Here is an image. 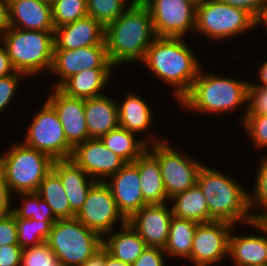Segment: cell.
Here are the masks:
<instances>
[{
  "instance_id": "6da1fadb",
  "label": "cell",
  "mask_w": 267,
  "mask_h": 266,
  "mask_svg": "<svg viewBox=\"0 0 267 266\" xmlns=\"http://www.w3.org/2000/svg\"><path fill=\"white\" fill-rule=\"evenodd\" d=\"M127 8L105 27L107 55L114 66L143 60L147 48L156 38L149 10L143 0H132Z\"/></svg>"
},
{
  "instance_id": "7a4b0ae2",
  "label": "cell",
  "mask_w": 267,
  "mask_h": 266,
  "mask_svg": "<svg viewBox=\"0 0 267 266\" xmlns=\"http://www.w3.org/2000/svg\"><path fill=\"white\" fill-rule=\"evenodd\" d=\"M183 38L156 37L142 60L162 81L175 86L180 101L190 90L201 69L193 51Z\"/></svg>"
},
{
  "instance_id": "3957f363",
  "label": "cell",
  "mask_w": 267,
  "mask_h": 266,
  "mask_svg": "<svg viewBox=\"0 0 267 266\" xmlns=\"http://www.w3.org/2000/svg\"><path fill=\"white\" fill-rule=\"evenodd\" d=\"M197 185L203 192L209 211V222L226 221L250 224L253 213L249 211V193L228 176L202 165Z\"/></svg>"
},
{
  "instance_id": "277c9868",
  "label": "cell",
  "mask_w": 267,
  "mask_h": 266,
  "mask_svg": "<svg viewBox=\"0 0 267 266\" xmlns=\"http://www.w3.org/2000/svg\"><path fill=\"white\" fill-rule=\"evenodd\" d=\"M201 70L189 92L179 101L187 109L216 114L248 102L249 82L203 74Z\"/></svg>"
},
{
  "instance_id": "5b68a950",
  "label": "cell",
  "mask_w": 267,
  "mask_h": 266,
  "mask_svg": "<svg viewBox=\"0 0 267 266\" xmlns=\"http://www.w3.org/2000/svg\"><path fill=\"white\" fill-rule=\"evenodd\" d=\"M60 266H81L103 248V238L73 218L58 219L46 241Z\"/></svg>"
},
{
  "instance_id": "8992f818",
  "label": "cell",
  "mask_w": 267,
  "mask_h": 266,
  "mask_svg": "<svg viewBox=\"0 0 267 266\" xmlns=\"http://www.w3.org/2000/svg\"><path fill=\"white\" fill-rule=\"evenodd\" d=\"M16 71L26 76L51 70L54 32L23 30L11 27L0 38Z\"/></svg>"
},
{
  "instance_id": "52a82bcc",
  "label": "cell",
  "mask_w": 267,
  "mask_h": 266,
  "mask_svg": "<svg viewBox=\"0 0 267 266\" xmlns=\"http://www.w3.org/2000/svg\"><path fill=\"white\" fill-rule=\"evenodd\" d=\"M53 161L47 154L21 143L0 156V169L10 192H35L51 171Z\"/></svg>"
},
{
  "instance_id": "ba28073f",
  "label": "cell",
  "mask_w": 267,
  "mask_h": 266,
  "mask_svg": "<svg viewBox=\"0 0 267 266\" xmlns=\"http://www.w3.org/2000/svg\"><path fill=\"white\" fill-rule=\"evenodd\" d=\"M253 19L245 10L219 0H207L196 7L195 30L217 41L249 31L254 27Z\"/></svg>"
},
{
  "instance_id": "9c48e42d",
  "label": "cell",
  "mask_w": 267,
  "mask_h": 266,
  "mask_svg": "<svg viewBox=\"0 0 267 266\" xmlns=\"http://www.w3.org/2000/svg\"><path fill=\"white\" fill-rule=\"evenodd\" d=\"M166 142L155 140L147 150L158 160L166 195L170 199L197 184L202 164L188 155L178 153Z\"/></svg>"
},
{
  "instance_id": "30bf717a",
  "label": "cell",
  "mask_w": 267,
  "mask_h": 266,
  "mask_svg": "<svg viewBox=\"0 0 267 266\" xmlns=\"http://www.w3.org/2000/svg\"><path fill=\"white\" fill-rule=\"evenodd\" d=\"M24 144L47 154L53 160L68 159L73 151L56 111L47 101L31 122Z\"/></svg>"
},
{
  "instance_id": "8fae6325",
  "label": "cell",
  "mask_w": 267,
  "mask_h": 266,
  "mask_svg": "<svg viewBox=\"0 0 267 266\" xmlns=\"http://www.w3.org/2000/svg\"><path fill=\"white\" fill-rule=\"evenodd\" d=\"M156 37L183 38L196 26V7L188 0H143Z\"/></svg>"
},
{
  "instance_id": "7c38bea8",
  "label": "cell",
  "mask_w": 267,
  "mask_h": 266,
  "mask_svg": "<svg viewBox=\"0 0 267 266\" xmlns=\"http://www.w3.org/2000/svg\"><path fill=\"white\" fill-rule=\"evenodd\" d=\"M75 218L101 236L106 233L111 234L114 224L119 219L121 220L120 226L127 222L119 212L111 190L104 181H96L92 185Z\"/></svg>"
},
{
  "instance_id": "4fadbf2b",
  "label": "cell",
  "mask_w": 267,
  "mask_h": 266,
  "mask_svg": "<svg viewBox=\"0 0 267 266\" xmlns=\"http://www.w3.org/2000/svg\"><path fill=\"white\" fill-rule=\"evenodd\" d=\"M233 224L226 221L199 223L195 230L190 259L196 266L217 264L228 254Z\"/></svg>"
},
{
  "instance_id": "5bb4252c",
  "label": "cell",
  "mask_w": 267,
  "mask_h": 266,
  "mask_svg": "<svg viewBox=\"0 0 267 266\" xmlns=\"http://www.w3.org/2000/svg\"><path fill=\"white\" fill-rule=\"evenodd\" d=\"M109 61L105 40L100 45L87 46L72 50L54 49L51 72L59 75V88L68 78L85 69L114 68Z\"/></svg>"
},
{
  "instance_id": "9a60e30c",
  "label": "cell",
  "mask_w": 267,
  "mask_h": 266,
  "mask_svg": "<svg viewBox=\"0 0 267 266\" xmlns=\"http://www.w3.org/2000/svg\"><path fill=\"white\" fill-rule=\"evenodd\" d=\"M70 158L93 180L102 182L127 163L108 149L100 138H89L76 145Z\"/></svg>"
},
{
  "instance_id": "2e32d148",
  "label": "cell",
  "mask_w": 267,
  "mask_h": 266,
  "mask_svg": "<svg viewBox=\"0 0 267 266\" xmlns=\"http://www.w3.org/2000/svg\"><path fill=\"white\" fill-rule=\"evenodd\" d=\"M172 217V210L165 203L148 204L134 213L127 222L145 241L147 247L164 249Z\"/></svg>"
},
{
  "instance_id": "e0dca14e",
  "label": "cell",
  "mask_w": 267,
  "mask_h": 266,
  "mask_svg": "<svg viewBox=\"0 0 267 266\" xmlns=\"http://www.w3.org/2000/svg\"><path fill=\"white\" fill-rule=\"evenodd\" d=\"M53 91L47 102L56 111L67 142L74 148L89 139L84 99L69 97L59 88H54Z\"/></svg>"
},
{
  "instance_id": "ac0fdd59",
  "label": "cell",
  "mask_w": 267,
  "mask_h": 266,
  "mask_svg": "<svg viewBox=\"0 0 267 266\" xmlns=\"http://www.w3.org/2000/svg\"><path fill=\"white\" fill-rule=\"evenodd\" d=\"M108 178L110 182H105L111 190L119 212L126 220L148 205L141 191L139 170L133 163H126Z\"/></svg>"
},
{
  "instance_id": "d6986e66",
  "label": "cell",
  "mask_w": 267,
  "mask_h": 266,
  "mask_svg": "<svg viewBox=\"0 0 267 266\" xmlns=\"http://www.w3.org/2000/svg\"><path fill=\"white\" fill-rule=\"evenodd\" d=\"M104 34L105 28L93 17L86 16L55 28L54 49L72 50L100 45L104 41Z\"/></svg>"
},
{
  "instance_id": "ffe728a7",
  "label": "cell",
  "mask_w": 267,
  "mask_h": 266,
  "mask_svg": "<svg viewBox=\"0 0 267 266\" xmlns=\"http://www.w3.org/2000/svg\"><path fill=\"white\" fill-rule=\"evenodd\" d=\"M8 2L11 27L54 32L51 4L41 0H8Z\"/></svg>"
},
{
  "instance_id": "44dd1931",
  "label": "cell",
  "mask_w": 267,
  "mask_h": 266,
  "mask_svg": "<svg viewBox=\"0 0 267 266\" xmlns=\"http://www.w3.org/2000/svg\"><path fill=\"white\" fill-rule=\"evenodd\" d=\"M52 170L62 181L70 208L76 215L84 204L90 188L96 181L71 158L54 160ZM87 177H90V179L88 180Z\"/></svg>"
},
{
  "instance_id": "7402d4cb",
  "label": "cell",
  "mask_w": 267,
  "mask_h": 266,
  "mask_svg": "<svg viewBox=\"0 0 267 266\" xmlns=\"http://www.w3.org/2000/svg\"><path fill=\"white\" fill-rule=\"evenodd\" d=\"M250 225L267 235L257 221H252ZM228 255L234 259L235 266H267V236L238 237L230 232Z\"/></svg>"
},
{
  "instance_id": "603a6c76",
  "label": "cell",
  "mask_w": 267,
  "mask_h": 266,
  "mask_svg": "<svg viewBox=\"0 0 267 266\" xmlns=\"http://www.w3.org/2000/svg\"><path fill=\"white\" fill-rule=\"evenodd\" d=\"M89 138H101L119 126L118 103L101 95L84 99Z\"/></svg>"
},
{
  "instance_id": "cb8c5ba5",
  "label": "cell",
  "mask_w": 267,
  "mask_h": 266,
  "mask_svg": "<svg viewBox=\"0 0 267 266\" xmlns=\"http://www.w3.org/2000/svg\"><path fill=\"white\" fill-rule=\"evenodd\" d=\"M114 68L85 69L68 78L59 89L69 97L89 99L103 94V90Z\"/></svg>"
},
{
  "instance_id": "d4e9b609",
  "label": "cell",
  "mask_w": 267,
  "mask_h": 266,
  "mask_svg": "<svg viewBox=\"0 0 267 266\" xmlns=\"http://www.w3.org/2000/svg\"><path fill=\"white\" fill-rule=\"evenodd\" d=\"M133 164L138 168L140 186L148 204H163L168 200L158 160L146 150Z\"/></svg>"
},
{
  "instance_id": "484cf974",
  "label": "cell",
  "mask_w": 267,
  "mask_h": 266,
  "mask_svg": "<svg viewBox=\"0 0 267 266\" xmlns=\"http://www.w3.org/2000/svg\"><path fill=\"white\" fill-rule=\"evenodd\" d=\"M103 238V249L116 260L132 265L147 248L145 241L126 222L121 232Z\"/></svg>"
},
{
  "instance_id": "4316f807",
  "label": "cell",
  "mask_w": 267,
  "mask_h": 266,
  "mask_svg": "<svg viewBox=\"0 0 267 266\" xmlns=\"http://www.w3.org/2000/svg\"><path fill=\"white\" fill-rule=\"evenodd\" d=\"M170 200H174L173 202L175 203L170 208L173 216L197 223L209 222L207 201L197 184L182 193L176 194Z\"/></svg>"
},
{
  "instance_id": "83f0119b",
  "label": "cell",
  "mask_w": 267,
  "mask_h": 266,
  "mask_svg": "<svg viewBox=\"0 0 267 266\" xmlns=\"http://www.w3.org/2000/svg\"><path fill=\"white\" fill-rule=\"evenodd\" d=\"M134 137L135 133L117 126L100 139L108 149L119 155L127 163H133L148 149L150 143L149 139L147 141L146 139L135 140Z\"/></svg>"
},
{
  "instance_id": "f1b7e54d",
  "label": "cell",
  "mask_w": 267,
  "mask_h": 266,
  "mask_svg": "<svg viewBox=\"0 0 267 266\" xmlns=\"http://www.w3.org/2000/svg\"><path fill=\"white\" fill-rule=\"evenodd\" d=\"M151 110L138 95L128 94L121 104H118L119 126L132 132H144L151 124Z\"/></svg>"
},
{
  "instance_id": "f546056e",
  "label": "cell",
  "mask_w": 267,
  "mask_h": 266,
  "mask_svg": "<svg viewBox=\"0 0 267 266\" xmlns=\"http://www.w3.org/2000/svg\"><path fill=\"white\" fill-rule=\"evenodd\" d=\"M198 224L192 220L173 216L170 223L168 240L163 249L165 254L188 259Z\"/></svg>"
},
{
  "instance_id": "4dcf8cb0",
  "label": "cell",
  "mask_w": 267,
  "mask_h": 266,
  "mask_svg": "<svg viewBox=\"0 0 267 266\" xmlns=\"http://www.w3.org/2000/svg\"><path fill=\"white\" fill-rule=\"evenodd\" d=\"M36 192L52 208L58 219L75 217L70 208L62 181L52 169L45 176Z\"/></svg>"
},
{
  "instance_id": "1f68e13d",
  "label": "cell",
  "mask_w": 267,
  "mask_h": 266,
  "mask_svg": "<svg viewBox=\"0 0 267 266\" xmlns=\"http://www.w3.org/2000/svg\"><path fill=\"white\" fill-rule=\"evenodd\" d=\"M19 195L25 196L21 207L12 208L15 218L35 219L37 221H48L53 225L58 218L54 215L52 208L35 192H22ZM27 197V198H26Z\"/></svg>"
},
{
  "instance_id": "d6a6232c",
  "label": "cell",
  "mask_w": 267,
  "mask_h": 266,
  "mask_svg": "<svg viewBox=\"0 0 267 266\" xmlns=\"http://www.w3.org/2000/svg\"><path fill=\"white\" fill-rule=\"evenodd\" d=\"M18 231V245L22 248L39 245L47 241L51 224L48 221L15 218Z\"/></svg>"
},
{
  "instance_id": "836d02e7",
  "label": "cell",
  "mask_w": 267,
  "mask_h": 266,
  "mask_svg": "<svg viewBox=\"0 0 267 266\" xmlns=\"http://www.w3.org/2000/svg\"><path fill=\"white\" fill-rule=\"evenodd\" d=\"M51 6L55 28L88 16L86 0H54Z\"/></svg>"
},
{
  "instance_id": "e575fe53",
  "label": "cell",
  "mask_w": 267,
  "mask_h": 266,
  "mask_svg": "<svg viewBox=\"0 0 267 266\" xmlns=\"http://www.w3.org/2000/svg\"><path fill=\"white\" fill-rule=\"evenodd\" d=\"M88 16L93 17L104 28L116 20L126 9L121 0H86Z\"/></svg>"
},
{
  "instance_id": "d590c367",
  "label": "cell",
  "mask_w": 267,
  "mask_h": 266,
  "mask_svg": "<svg viewBox=\"0 0 267 266\" xmlns=\"http://www.w3.org/2000/svg\"><path fill=\"white\" fill-rule=\"evenodd\" d=\"M22 266H60L58 258L47 242L23 248Z\"/></svg>"
},
{
  "instance_id": "8d00e7d4",
  "label": "cell",
  "mask_w": 267,
  "mask_h": 266,
  "mask_svg": "<svg viewBox=\"0 0 267 266\" xmlns=\"http://www.w3.org/2000/svg\"><path fill=\"white\" fill-rule=\"evenodd\" d=\"M243 125L257 147H267V115L246 113L243 115Z\"/></svg>"
},
{
  "instance_id": "74e56055",
  "label": "cell",
  "mask_w": 267,
  "mask_h": 266,
  "mask_svg": "<svg viewBox=\"0 0 267 266\" xmlns=\"http://www.w3.org/2000/svg\"><path fill=\"white\" fill-rule=\"evenodd\" d=\"M259 165L258 176L256 179V187L253 193L249 194V210L254 208L257 202L263 206L264 214L267 213V156L264 157ZM252 196V197H251Z\"/></svg>"
},
{
  "instance_id": "f35d334b",
  "label": "cell",
  "mask_w": 267,
  "mask_h": 266,
  "mask_svg": "<svg viewBox=\"0 0 267 266\" xmlns=\"http://www.w3.org/2000/svg\"><path fill=\"white\" fill-rule=\"evenodd\" d=\"M246 113L267 115V88L248 85V102Z\"/></svg>"
},
{
  "instance_id": "ab89813d",
  "label": "cell",
  "mask_w": 267,
  "mask_h": 266,
  "mask_svg": "<svg viewBox=\"0 0 267 266\" xmlns=\"http://www.w3.org/2000/svg\"><path fill=\"white\" fill-rule=\"evenodd\" d=\"M23 73L16 71L15 73L0 78V113L9 105L15 94L19 84L20 76Z\"/></svg>"
},
{
  "instance_id": "60d3db41",
  "label": "cell",
  "mask_w": 267,
  "mask_h": 266,
  "mask_svg": "<svg viewBox=\"0 0 267 266\" xmlns=\"http://www.w3.org/2000/svg\"><path fill=\"white\" fill-rule=\"evenodd\" d=\"M10 244H18L17 225L12 212L0 217V247Z\"/></svg>"
},
{
  "instance_id": "b9f144b4",
  "label": "cell",
  "mask_w": 267,
  "mask_h": 266,
  "mask_svg": "<svg viewBox=\"0 0 267 266\" xmlns=\"http://www.w3.org/2000/svg\"><path fill=\"white\" fill-rule=\"evenodd\" d=\"M164 253L162 248L147 247L131 266H165Z\"/></svg>"
},
{
  "instance_id": "7bdbcfd3",
  "label": "cell",
  "mask_w": 267,
  "mask_h": 266,
  "mask_svg": "<svg viewBox=\"0 0 267 266\" xmlns=\"http://www.w3.org/2000/svg\"><path fill=\"white\" fill-rule=\"evenodd\" d=\"M23 248L18 244L0 247V266H20Z\"/></svg>"
},
{
  "instance_id": "ee69618b",
  "label": "cell",
  "mask_w": 267,
  "mask_h": 266,
  "mask_svg": "<svg viewBox=\"0 0 267 266\" xmlns=\"http://www.w3.org/2000/svg\"><path fill=\"white\" fill-rule=\"evenodd\" d=\"M219 1L229 4L233 7L245 10L253 18L267 2V0H219Z\"/></svg>"
},
{
  "instance_id": "f6af8a7d",
  "label": "cell",
  "mask_w": 267,
  "mask_h": 266,
  "mask_svg": "<svg viewBox=\"0 0 267 266\" xmlns=\"http://www.w3.org/2000/svg\"><path fill=\"white\" fill-rule=\"evenodd\" d=\"M10 193L11 192L0 169V217L6 216L12 212V207L10 206Z\"/></svg>"
},
{
  "instance_id": "bcb514c9",
  "label": "cell",
  "mask_w": 267,
  "mask_h": 266,
  "mask_svg": "<svg viewBox=\"0 0 267 266\" xmlns=\"http://www.w3.org/2000/svg\"><path fill=\"white\" fill-rule=\"evenodd\" d=\"M15 72L16 70L11 63L7 48L3 44L0 46V78L9 76Z\"/></svg>"
},
{
  "instance_id": "7dc6e473",
  "label": "cell",
  "mask_w": 267,
  "mask_h": 266,
  "mask_svg": "<svg viewBox=\"0 0 267 266\" xmlns=\"http://www.w3.org/2000/svg\"><path fill=\"white\" fill-rule=\"evenodd\" d=\"M11 28L8 0H0V33L1 36Z\"/></svg>"
},
{
  "instance_id": "c3c4849f",
  "label": "cell",
  "mask_w": 267,
  "mask_h": 266,
  "mask_svg": "<svg viewBox=\"0 0 267 266\" xmlns=\"http://www.w3.org/2000/svg\"><path fill=\"white\" fill-rule=\"evenodd\" d=\"M81 266H104V249L102 248L98 253L89 258Z\"/></svg>"
},
{
  "instance_id": "681fc988",
  "label": "cell",
  "mask_w": 267,
  "mask_h": 266,
  "mask_svg": "<svg viewBox=\"0 0 267 266\" xmlns=\"http://www.w3.org/2000/svg\"><path fill=\"white\" fill-rule=\"evenodd\" d=\"M254 27L258 24H265L267 28V2L266 4L257 12L254 17Z\"/></svg>"
},
{
  "instance_id": "f907efd6",
  "label": "cell",
  "mask_w": 267,
  "mask_h": 266,
  "mask_svg": "<svg viewBox=\"0 0 267 266\" xmlns=\"http://www.w3.org/2000/svg\"><path fill=\"white\" fill-rule=\"evenodd\" d=\"M259 79H261V84L262 85H256L255 83L251 84V86H259V87H264V88H267V61H265L264 63H262V66L260 67L259 69Z\"/></svg>"
},
{
  "instance_id": "816d5d0a",
  "label": "cell",
  "mask_w": 267,
  "mask_h": 266,
  "mask_svg": "<svg viewBox=\"0 0 267 266\" xmlns=\"http://www.w3.org/2000/svg\"><path fill=\"white\" fill-rule=\"evenodd\" d=\"M104 266H131V265L114 259L104 250Z\"/></svg>"
},
{
  "instance_id": "f5cc1de1",
  "label": "cell",
  "mask_w": 267,
  "mask_h": 266,
  "mask_svg": "<svg viewBox=\"0 0 267 266\" xmlns=\"http://www.w3.org/2000/svg\"><path fill=\"white\" fill-rule=\"evenodd\" d=\"M253 221H257L267 231V213L252 215Z\"/></svg>"
},
{
  "instance_id": "db71d44e",
  "label": "cell",
  "mask_w": 267,
  "mask_h": 266,
  "mask_svg": "<svg viewBox=\"0 0 267 266\" xmlns=\"http://www.w3.org/2000/svg\"><path fill=\"white\" fill-rule=\"evenodd\" d=\"M195 7L202 5L207 0H188Z\"/></svg>"
},
{
  "instance_id": "11a10c76",
  "label": "cell",
  "mask_w": 267,
  "mask_h": 266,
  "mask_svg": "<svg viewBox=\"0 0 267 266\" xmlns=\"http://www.w3.org/2000/svg\"><path fill=\"white\" fill-rule=\"evenodd\" d=\"M41 1H44V2L49 3V4H52L54 0H41Z\"/></svg>"
}]
</instances>
